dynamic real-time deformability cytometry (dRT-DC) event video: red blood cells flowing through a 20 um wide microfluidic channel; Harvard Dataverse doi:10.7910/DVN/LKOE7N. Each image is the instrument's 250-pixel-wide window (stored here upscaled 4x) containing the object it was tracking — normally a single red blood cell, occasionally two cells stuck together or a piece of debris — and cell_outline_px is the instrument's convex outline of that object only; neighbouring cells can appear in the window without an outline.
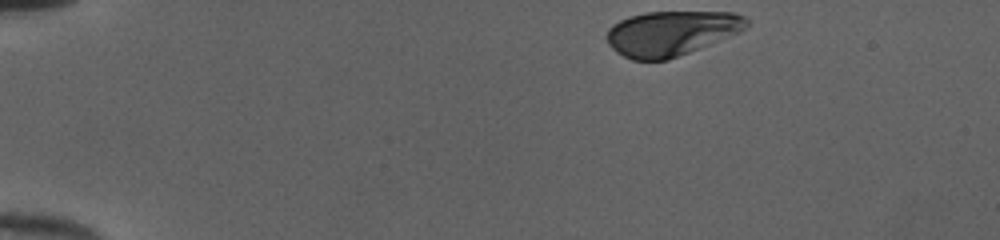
{"species": "human", "species_latin": "Homo sapiens", "temperature_condition": "cold", "stored_images_in_passage": 38, "camera_frame_rate_fps": 3000, "um_per_image_px": 0.085, "donor": {"sex": "female"}, "frame": {"image": 1, "passage_image": 1, "time_ms": 0.0, "image_size_px": [1000, 240], "cell_outline_px": [[748, 24], [740, 32], [668, 60], [632, 60], [616, 52], [608, 44], [604, 36], [608, 28], [612, 24], [628, 16], [644, 12], [736, 12], [744, 16], [748, 20]], "centroid_in_image_um": [57.0, 2.81], "position_along_channel_um": 28.0, "area_um2": 36.65}}
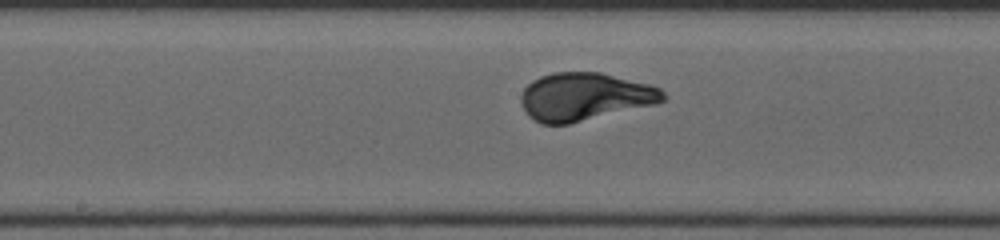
{"frame": {"image": 2, "passage_image": 21, "time_ms": 6.667, "image_size_px": [1000, 240], "cell_outline_px": [[664, 100], [656, 104], [568, 124], [540, 124], [528, 116], [520, 100], [520, 96], [524, 88], [532, 80], [540, 76], [552, 72], [600, 72], [648, 84], [660, 88], [664, 92]], "centroid_in_image_um": [49.67, 8.22], "position_along_channel_um": 198.5, "area_um2": 39.59}}
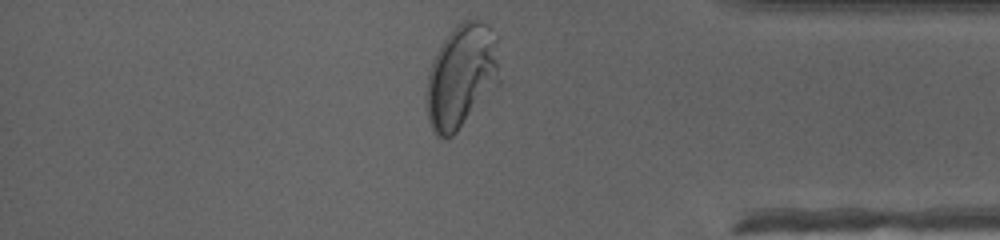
{"frame": {"image": 3, "passage_image": 37, "time_ms": 12.0, "image_size_px": [1000, 240], "cell_outline_px": [[500, 80], [456, 132], [448, 140], [436, 136], [432, 132], [428, 120], [428, 72], [432, 60], [440, 44], [456, 24], [464, 20], [484, 20], [488, 24], [496, 36]], "centroid_in_image_um": [39.22, 6.44], "position_along_channel_um": 396.0, "area_um2": 43.99}, "authors_computed_cell_mechanics": {"area_um2": 38.7549, "velocity_mm_per_s": 4.0034, "shape_relaxation_time_tau1_ms": 2.5219, "shape_relaxation_time_tau2_ms": null, "deformation_change_tau1": 0.1522, "deformation_change_tau2": null}}